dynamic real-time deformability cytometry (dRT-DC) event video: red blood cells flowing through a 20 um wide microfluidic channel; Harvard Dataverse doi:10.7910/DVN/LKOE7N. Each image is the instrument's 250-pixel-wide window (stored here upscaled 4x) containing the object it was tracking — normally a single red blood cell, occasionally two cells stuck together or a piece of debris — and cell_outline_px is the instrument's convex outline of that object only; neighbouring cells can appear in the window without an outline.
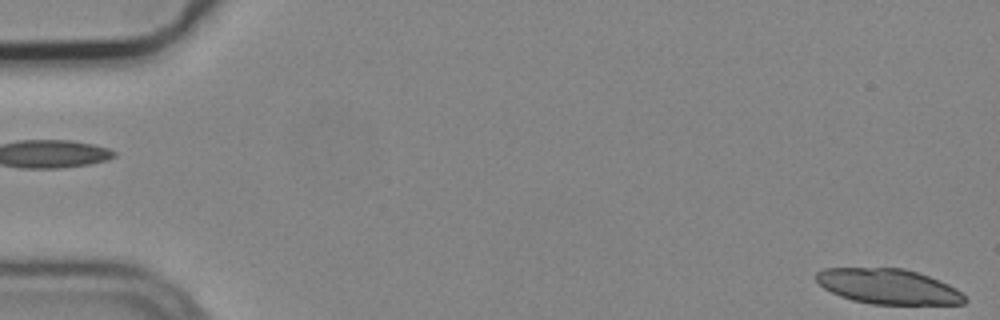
{"species": "common noctule bat (a hibernating species)", "species_latin": "Nyctalus noctula", "temperature_condition": "cold", "stored_images_in_passage": 3, "segment_of_instrument_passage": [2, 2], "camera_frame_rate_fps": 3000, "um_per_image_px": 0.085, "animal": {"sex": "male", "body_mass_g": 19.2, "forearm_length_mm": 51.8}, "frame": {"image": 1, "passage_image": 3, "time_ms": 0.667, "image_size_px": [1000, 320], "cell_outline_px": [[968, 300], [964, 304], [872, 304], [852, 300], [840, 296], [824, 288], [816, 280], [816, 272], [824, 268], [904, 268], [928, 276], [948, 284], [956, 288]], "centroid_in_image_um": [75.49, 24.35], "position_along_channel_um": 9.5, "area_um2": 30.29}}